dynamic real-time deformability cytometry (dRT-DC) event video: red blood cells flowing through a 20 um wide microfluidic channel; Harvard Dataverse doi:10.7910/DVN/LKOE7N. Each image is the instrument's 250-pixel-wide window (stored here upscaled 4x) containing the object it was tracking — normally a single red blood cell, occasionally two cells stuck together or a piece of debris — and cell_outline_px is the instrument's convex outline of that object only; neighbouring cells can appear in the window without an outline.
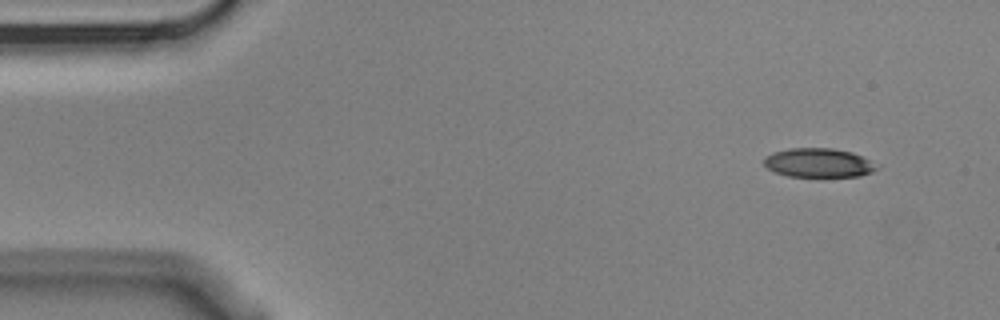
{"species": "Egyptian fruit bat (a non-hibernating species)", "species_latin": "Rousettus aegyptiacus", "temperature_condition": "cold", "stored_images_in_passage": 4, "camera_frame_rate_fps": 3000, "um_per_image_px": 0.085, "animal": {"sex": "male"}, "frame": {"image": 1, "passage_image": 1, "time_ms": 0.0, "image_size_px": [1000, 320], "cell_outline_px": [[880, 168], [872, 172], [860, 176], [788, 176], [776, 172], [768, 168], [764, 164], [764, 156], [772, 152], [788, 148], [832, 148], [852, 152], [868, 160]], "centroid_in_image_um": [69.54, 13.83], "position_along_channel_um": 15.5, "area_um2": 18.96}}
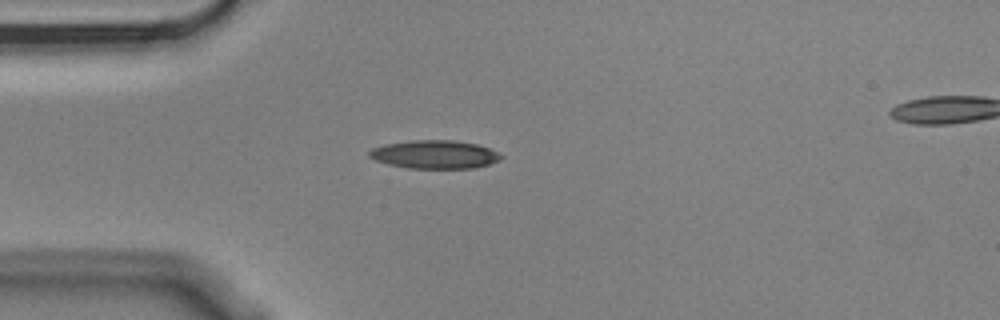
{"frame": {"image": 2, "passage_image": 4, "time_ms": 1.0, "image_size_px": [1000, 320], "cell_outline_px": [[504, 156], [500, 160], [476, 168], [408, 168], [388, 164], [376, 160], [368, 156], [368, 152], [372, 148], [384, 144], [412, 140], [456, 140], [476, 144], [500, 152]], "centroid_in_image_um": [36.96, 13.12], "position_along_channel_um": 48.0, "area_um2": 21.85}}